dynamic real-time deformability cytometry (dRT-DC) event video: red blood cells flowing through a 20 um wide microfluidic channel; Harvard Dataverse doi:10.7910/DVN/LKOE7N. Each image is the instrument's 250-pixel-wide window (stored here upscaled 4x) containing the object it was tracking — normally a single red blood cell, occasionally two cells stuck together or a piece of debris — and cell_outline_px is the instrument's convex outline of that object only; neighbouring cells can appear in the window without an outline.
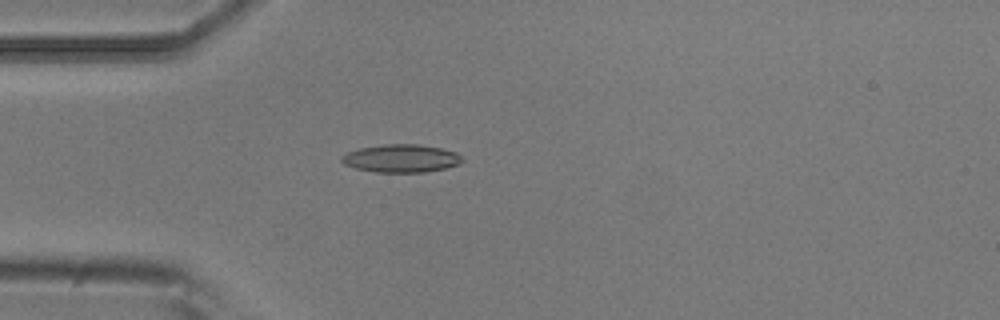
{"species": "common noctule bat (a hibernating species)", "species_latin": "Nyctalus noctula", "temperature_condition": "room temperature", "stored_images_in_passage": 5, "camera_frame_rate_fps": 3000, "um_per_image_px": 0.085, "animal": {"sex": "male", "body_mass_g": 20.5, "forearm_length_mm": 52.5}, "frame": {"image": 1, "passage_image": 5, "time_ms": 1.333, "image_size_px": [1000, 320], "cell_outline_px": [[460, 160], [456, 164], [444, 168], [424, 172], [376, 172], [356, 168], [344, 164], [340, 160], [340, 156], [348, 152], [360, 148], [384, 144], [416, 144], [440, 148], [456, 152], [460, 156]], "centroid_in_image_um": [34.03, 13.46], "position_along_channel_um": 51.0, "area_um2": 19.31}}